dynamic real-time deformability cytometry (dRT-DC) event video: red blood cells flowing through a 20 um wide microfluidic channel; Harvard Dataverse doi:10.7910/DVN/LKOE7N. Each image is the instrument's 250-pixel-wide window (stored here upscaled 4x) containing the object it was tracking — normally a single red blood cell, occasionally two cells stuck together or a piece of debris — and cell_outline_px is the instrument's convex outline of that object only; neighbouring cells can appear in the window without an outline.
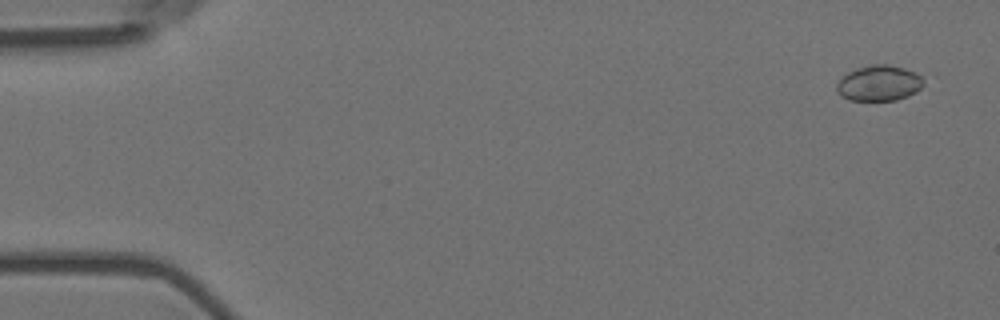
{"species": "Egyptian fruit bat (a non-hibernating species)", "species_latin": "Rousettus aegyptiacus", "temperature_condition": "room temperature", "stored_images_in_passage": 5, "camera_frame_rate_fps": 3000, "um_per_image_px": 0.085, "animal": {"sex": "female"}, "frame": {"image": 1, "passage_image": 1, "time_ms": 0.0, "image_size_px": [1000, 320], "cell_outline_px": [[928, 80], [916, 92], [908, 96], [896, 100], [848, 100], [840, 96], [836, 92], [836, 84], [848, 72], [856, 68], [872, 64], [888, 64], [904, 68], [916, 72], [924, 76]], "centroid_in_image_um": [74.76, 7.06], "position_along_channel_um": 10.2, "area_um2": 18.38}}